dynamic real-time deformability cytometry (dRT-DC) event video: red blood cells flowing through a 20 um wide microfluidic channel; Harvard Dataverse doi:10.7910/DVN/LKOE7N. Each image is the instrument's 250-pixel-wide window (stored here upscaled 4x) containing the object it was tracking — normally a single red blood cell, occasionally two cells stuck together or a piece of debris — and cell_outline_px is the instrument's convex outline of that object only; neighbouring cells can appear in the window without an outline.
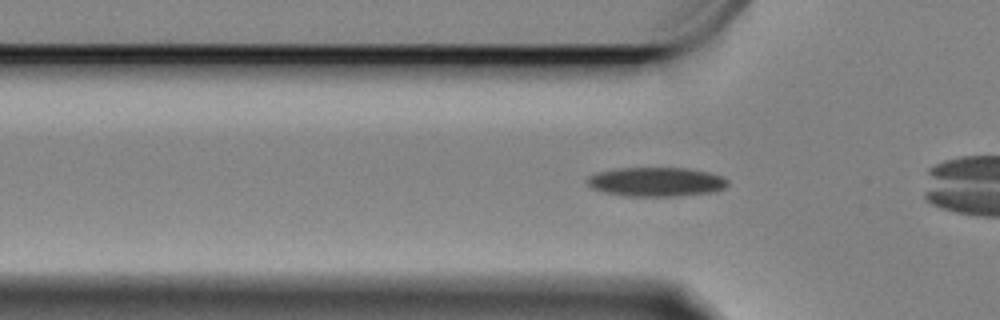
{"species": "Egyptian fruit bat (a non-hibernating species)", "species_latin": "Rousettus aegyptiacus", "temperature_condition": "cold", "stored_images_in_passage": 56, "camera_frame_rate_fps": 3000, "um_per_image_px": 0.085, "animal": {"sex": "female"}, "frame": {"image": 1, "passage_image": 14, "time_ms": 4.333, "image_size_px": [1000, 320], "cell_outline_px": [[728, 184], [724, 188], [712, 192], [680, 196], [624, 196], [604, 192], [592, 188], [588, 184], [588, 176], [596, 172], [616, 168], [688, 168], [708, 172], [724, 176], [728, 180]], "centroid_in_image_um": [55.79, 15.45], "position_along_channel_um": 70.0, "area_um2": 24.04}}
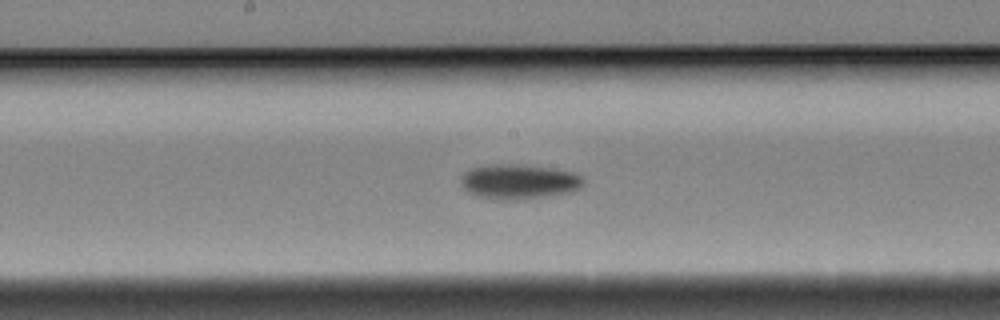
{"frame": {"image": 2, "passage_image": 26, "time_ms": 8.333, "image_size_px": [1000, 320], "cell_outline_px": [[584, 184], [580, 188], [568, 192], [548, 196], [520, 200], [496, 200], [476, 196], [468, 192], [460, 184], [460, 180], [464, 172], [472, 168], [488, 164], [520, 164], [548, 168], [572, 172], [580, 176], [584, 180]], "centroid_in_image_um": [44.06, 15.45], "position_along_channel_um": 204.1, "area_um2": 25.03}}
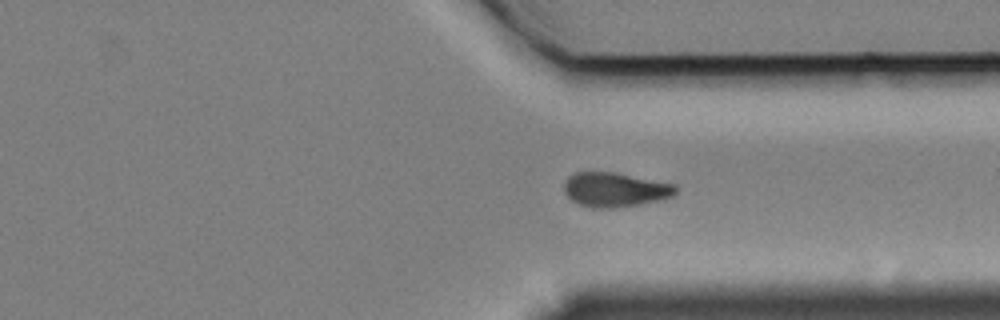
{"frame": {"image": 3, "passage_image": 40, "time_ms": 13.0, "image_size_px": [1000, 320], "cell_outline_px": [[676, 192], [672, 196], [660, 200], [640, 204], [612, 208], [592, 208], [580, 204], [572, 200], [564, 192], [564, 184], [568, 176], [576, 172], [616, 172], [676, 184]], "centroid_in_image_um": [52.28, 16.11], "position_along_channel_um": 359.1, "area_um2": 22.43}, "authors_computed_cell_mechanics": {"area_um2": 23.4957, "velocity_mm_per_s": 3.3271, "shape_relaxation_time_tau1_ms": 2.9523, "shape_relaxation_time_tau2_ms": null, "deformation_change_tau1": 0.1147, "deformation_change_tau2": null}}